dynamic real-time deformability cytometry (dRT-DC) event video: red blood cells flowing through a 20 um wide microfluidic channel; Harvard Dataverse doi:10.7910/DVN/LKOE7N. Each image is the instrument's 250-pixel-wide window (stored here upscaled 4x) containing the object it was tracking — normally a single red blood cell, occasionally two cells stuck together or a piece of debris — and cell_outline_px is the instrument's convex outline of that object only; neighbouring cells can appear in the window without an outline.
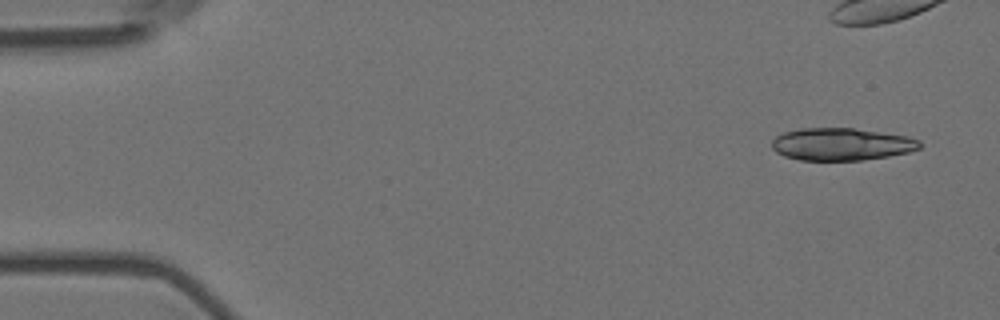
{"species": "Egyptian fruit bat (a non-hibernating species)", "species_latin": "Rousettus aegyptiacus", "temperature_condition": "room temperature", "stored_images_in_passage": 9, "camera_frame_rate_fps": 3000, "um_per_image_px": 0.085, "animal": {"sex": "female"}, "frame": {"image": 1, "passage_image": 1, "time_ms": 0.0, "image_size_px": [1000, 320], "cell_outline_px": [[924, 144], [920, 148], [908, 152], [888, 156], [864, 160], [800, 160], [784, 156], [776, 152], [772, 148], [772, 140], [776, 136], [784, 132], [800, 128], [852, 128], [908, 136], [920, 140]], "centroid_in_image_um": [71.53, 12.26], "position_along_channel_um": 13.5, "area_um2": 28.03}}
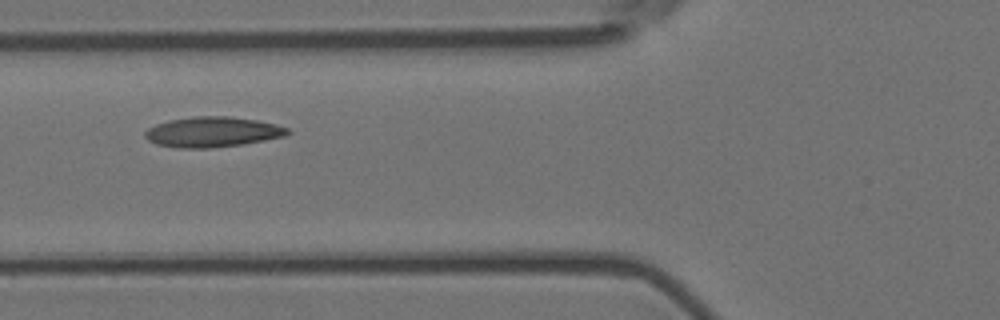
{"frame": {"image": 2, "passage_image": 7, "time_ms": 2.0, "image_size_px": [1000, 320], "cell_outline_px": [[292, 132], [284, 136], [264, 140], [240, 144], [208, 148], [180, 148], [156, 144], [148, 140], [144, 136], [144, 132], [148, 128], [156, 124], [168, 120], [192, 116], [228, 116], [256, 120], [276, 124], [288, 128]], "centroid_in_image_um": [18.04, 11.21], "position_along_channel_um": 107.8, "area_um2": 25.09}}
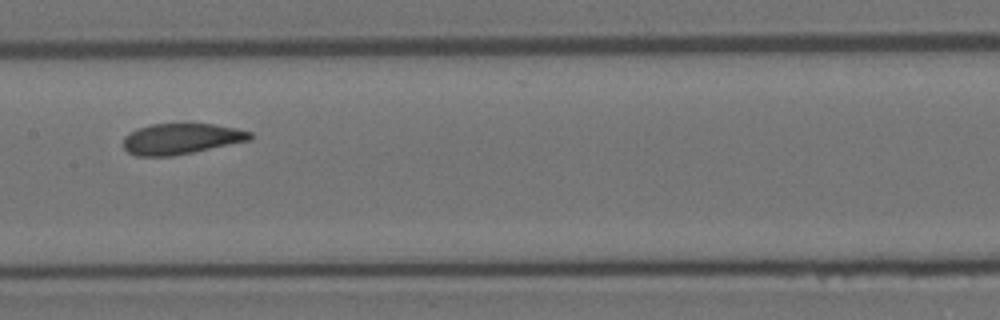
{"frame": {"image": 3, "passage_image": 9, "time_ms": 2.667, "image_size_px": [1000, 320], "cell_outline_px": [[252, 140], [172, 156], [136, 156], [128, 152], [124, 148], [124, 136], [136, 128], [152, 124], [212, 124], [236, 128], [252, 132]], "centroid_in_image_um": [15.39, 11.8], "position_along_channel_um": 192.0, "area_um2": 22.72}}